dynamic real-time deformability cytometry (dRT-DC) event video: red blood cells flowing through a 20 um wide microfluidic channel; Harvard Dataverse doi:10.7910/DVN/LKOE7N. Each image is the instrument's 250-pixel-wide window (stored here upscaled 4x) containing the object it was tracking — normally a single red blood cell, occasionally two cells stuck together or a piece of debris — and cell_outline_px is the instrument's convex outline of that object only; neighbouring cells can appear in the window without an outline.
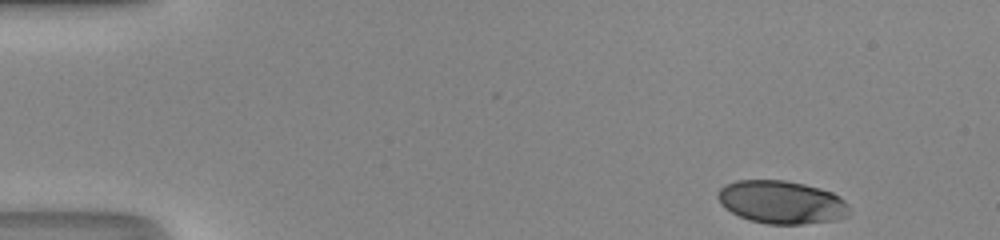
{"species": "human", "species_latin": "Homo sapiens", "temperature_condition": "room temperature", "stored_images_in_passage": 46, "camera_frame_rate_fps": 3000, "um_per_image_px": 0.085, "donor": {"sex": "male"}, "frame": {"image": 1, "passage_image": 1, "time_ms": 0.0, "image_size_px": [1000, 240], "cell_outline_px": [[848, 216], [836, 220], [804, 224], [768, 224], [748, 220], [724, 208], [720, 204], [716, 196], [720, 188], [724, 184], [736, 180], [784, 180], [804, 184], [820, 188], [832, 192], [840, 196], [848, 204]], "centroid_in_image_um": [66.41, 17.18], "position_along_channel_um": 18.6, "area_um2": 33.23}}
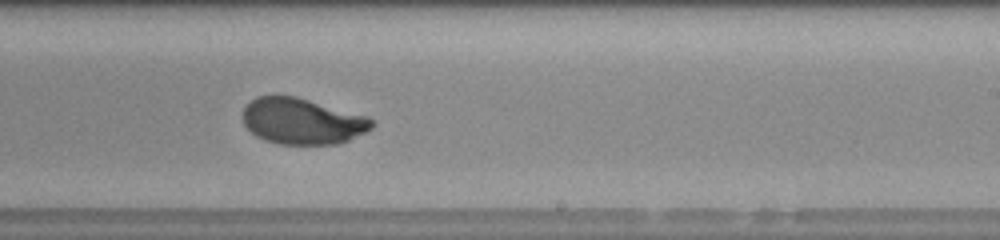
{"frame": {"image": 2, "passage_image": 27, "time_ms": 8.667, "image_size_px": [1000, 240], "cell_outline_px": [[376, 124], [372, 128], [348, 140], [336, 144], [280, 144], [264, 140], [256, 136], [244, 124], [240, 116], [244, 108], [256, 96], [296, 96], [368, 116]], "centroid_in_image_um": [25.67, 10.3], "position_along_channel_um": 263.3, "area_um2": 34.68}}
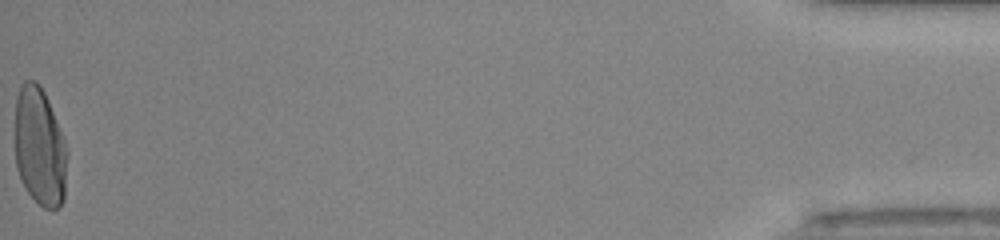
{"frame": {"image": 3, "passage_image": 46, "time_ms": 15.0, "image_size_px": [1000, 240], "cell_outline_px": [[68, 156], [64, 200], [60, 208], [44, 208], [28, 192], [20, 180], [16, 168], [12, 136], [16, 100], [20, 84], [24, 80], [36, 80], [44, 92], [48, 100], [64, 140], [68, 152]], "centroid_in_image_um": [3.33, 12.47], "position_along_channel_um": 431.9, "area_um2": 37.17}, "authors_computed_cell_mechanics": {"area_um2": 35.1135, "velocity_mm_per_s": 4.2196, "shape_relaxation_time_tau1_ms": 3.3433, "shape_relaxation_time_tau2_ms": null, "deformation_change_tau1": 0.1839, "deformation_change_tau2": null}}